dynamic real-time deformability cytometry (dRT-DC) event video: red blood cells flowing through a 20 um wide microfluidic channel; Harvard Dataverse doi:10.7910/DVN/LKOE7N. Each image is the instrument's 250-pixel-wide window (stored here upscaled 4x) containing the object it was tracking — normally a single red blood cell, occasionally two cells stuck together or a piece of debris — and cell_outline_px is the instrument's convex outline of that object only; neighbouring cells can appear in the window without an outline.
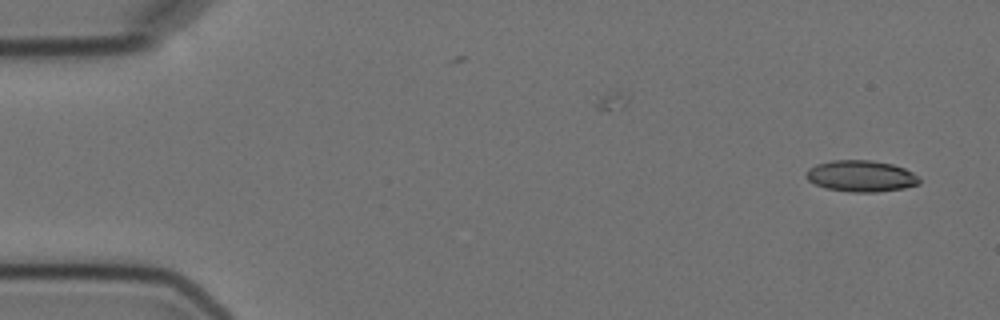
{"species": "Egyptian fruit bat (a non-hibernating species)", "species_latin": "Rousettus aegyptiacus", "temperature_condition": "cold", "stored_images_in_passage": 4, "camera_frame_rate_fps": 3000, "um_per_image_px": 0.085, "animal": {"sex": "female"}, "frame": {"image": 1, "passage_image": 1, "time_ms": 0.0, "image_size_px": [1000, 320], "cell_outline_px": [[920, 184], [904, 188], [876, 192], [852, 192], [824, 188], [808, 180], [804, 176], [804, 172], [808, 168], [816, 164], [832, 160], [872, 160], [892, 164], [904, 168], [912, 172], [920, 180]], "centroid_in_image_um": [73.15, 14.96], "position_along_channel_um": 11.9, "area_um2": 20.81}}
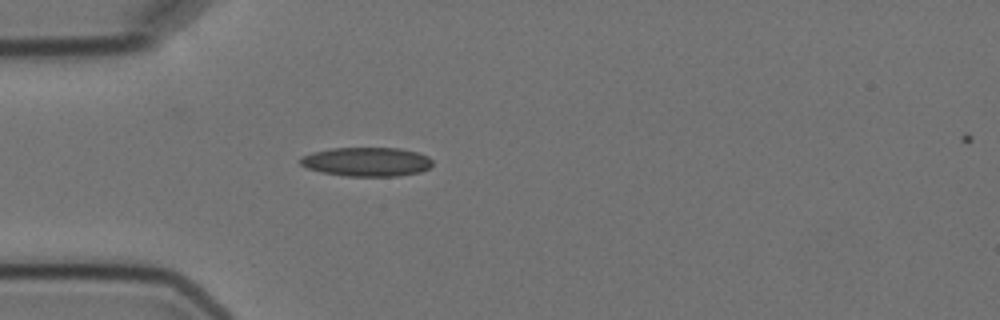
{"frame": {"image": 2, "passage_image": 4, "time_ms": 4.333, "image_size_px": [1000, 320], "cell_outline_px": [[432, 164], [428, 168], [420, 172], [396, 176], [344, 176], [320, 172], [308, 168], [300, 164], [300, 156], [312, 152], [332, 148], [400, 148], [416, 152], [428, 156], [432, 160]], "centroid_in_image_um": [31.14, 13.75], "position_along_channel_um": 53.9, "area_um2": 22.43}}